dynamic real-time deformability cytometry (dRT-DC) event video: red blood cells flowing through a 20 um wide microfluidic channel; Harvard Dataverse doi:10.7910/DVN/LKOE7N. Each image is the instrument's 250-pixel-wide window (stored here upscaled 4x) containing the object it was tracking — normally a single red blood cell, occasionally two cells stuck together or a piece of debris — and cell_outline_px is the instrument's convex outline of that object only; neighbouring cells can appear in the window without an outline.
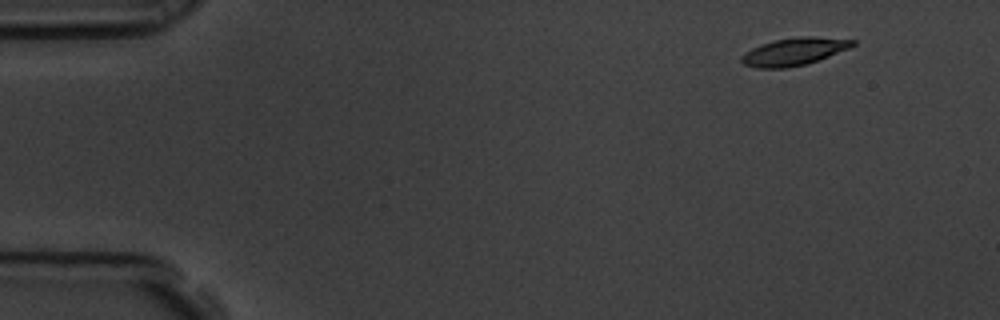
{"species": "common noctule bat (a hibernating species)", "species_latin": "Nyctalus noctula", "temperature_condition": "room temperature", "stored_images_in_passage": 7, "camera_frame_rate_fps": 3000, "um_per_image_px": 0.085, "animal": {"sex": "male", "body_mass_g": 19.5, "forearm_length_mm": 54.6}, "frame": {"image": 1, "passage_image": 1, "time_ms": 0.0, "image_size_px": [1000, 320], "cell_outline_px": [[856, 44], [848, 48], [808, 64], [784, 68], [756, 68], [744, 64], [740, 60], [740, 56], [744, 52], [760, 44], [776, 40], [800, 36], [812, 36], [856, 40]], "centroid_in_image_um": [67.46, 4.39], "position_along_channel_um": 17.5, "area_um2": 17.8}}
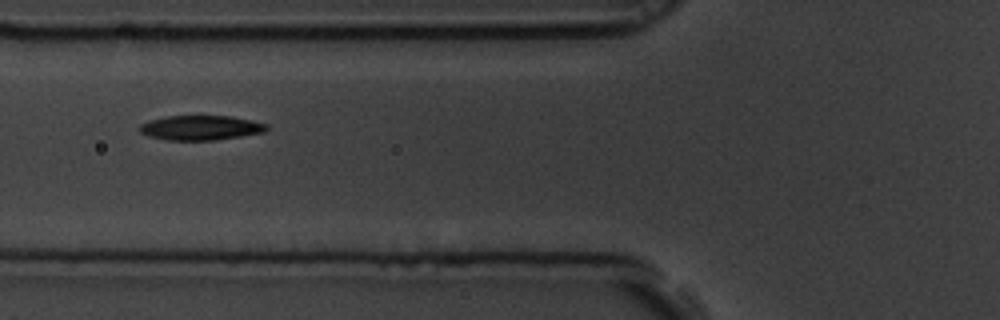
{"frame": {"image": 2, "passage_image": 6, "time_ms": 1.667, "image_size_px": [1000, 320], "cell_outline_px": [[268, 128], [264, 132], [216, 140], [168, 140], [148, 136], [140, 132], [140, 124], [148, 120], [168, 116], [228, 116], [252, 120], [268, 124]], "centroid_in_image_um": [17.05, 10.86], "position_along_channel_um": 108.7, "area_um2": 18.21}}
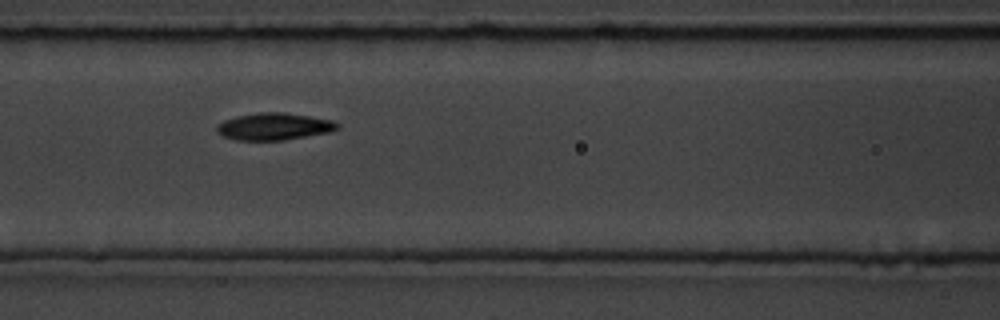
{"frame": {"image": 3, "passage_image": 7, "time_ms": 2.0, "image_size_px": [1000, 320], "cell_outline_px": [[340, 128], [328, 132], [284, 140], [236, 140], [224, 136], [216, 132], [216, 128], [224, 120], [236, 116], [260, 112], [284, 112], [332, 120], [340, 124]], "centroid_in_image_um": [23.3, 10.75], "position_along_channel_um": 143.3, "area_um2": 18.9}}